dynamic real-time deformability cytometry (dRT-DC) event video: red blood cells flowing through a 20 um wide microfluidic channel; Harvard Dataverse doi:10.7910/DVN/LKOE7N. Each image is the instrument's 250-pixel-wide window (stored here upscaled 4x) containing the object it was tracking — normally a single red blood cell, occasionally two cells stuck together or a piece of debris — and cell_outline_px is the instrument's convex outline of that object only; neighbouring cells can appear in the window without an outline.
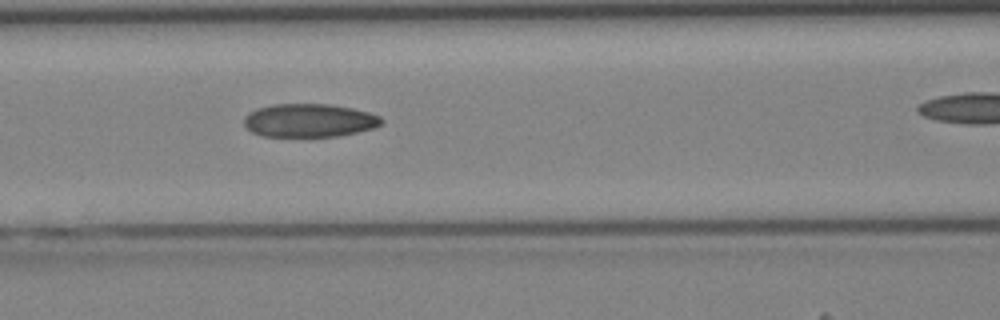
{"species": "Egyptian fruit bat (a non-hibernating species)", "species_latin": "Rousettus aegyptiacus", "temperature_condition": "cold", "stored_images_in_passage": 23, "camera_frame_rate_fps": 3000, "um_per_image_px": 0.085, "animal": {"sex": "female"}, "frame": {"image": 1, "passage_image": 7, "time_ms": 2.0, "image_size_px": [1000, 320], "cell_outline_px": [[384, 120], [380, 124], [372, 128], [356, 132], [336, 136], [264, 136], [252, 132], [244, 124], [244, 116], [248, 112], [256, 108], [272, 104], [328, 104], [352, 108], [368, 112], [380, 116]], "centroid_in_image_um": [26.25, 10.22], "position_along_channel_um": 140.3, "area_um2": 26.59}}
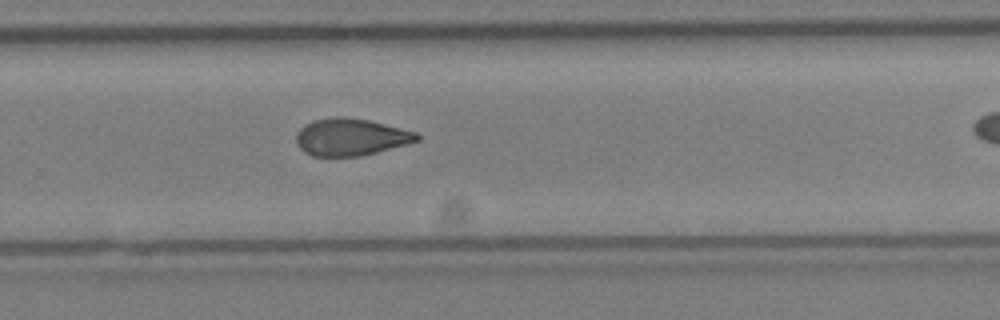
{"frame": {"image": 2, "passage_image": 17, "time_ms": 5.333, "image_size_px": [1000, 320], "cell_outline_px": [[420, 140], [376, 152], [360, 156], [312, 156], [304, 152], [296, 144], [296, 132], [304, 124], [312, 120], [332, 116], [344, 116], [368, 120], [416, 132], [420, 136]], "centroid_in_image_um": [29.75, 11.64], "position_along_channel_um": 300.0, "area_um2": 26.18}}
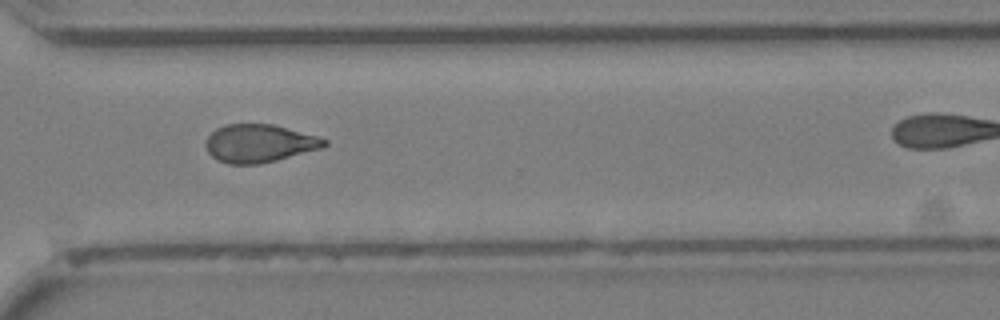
{"frame": {"image": 3, "passage_image": 20, "time_ms": 6.333, "image_size_px": [1000, 320], "cell_outline_px": [[328, 144], [324, 148], [260, 164], [228, 164], [216, 160], [208, 152], [204, 144], [204, 140], [216, 128], [224, 124], [272, 124], [316, 136], [328, 140]], "centroid_in_image_um": [22.01, 12.19], "position_along_channel_um": 348.6, "area_um2": 26.41}}